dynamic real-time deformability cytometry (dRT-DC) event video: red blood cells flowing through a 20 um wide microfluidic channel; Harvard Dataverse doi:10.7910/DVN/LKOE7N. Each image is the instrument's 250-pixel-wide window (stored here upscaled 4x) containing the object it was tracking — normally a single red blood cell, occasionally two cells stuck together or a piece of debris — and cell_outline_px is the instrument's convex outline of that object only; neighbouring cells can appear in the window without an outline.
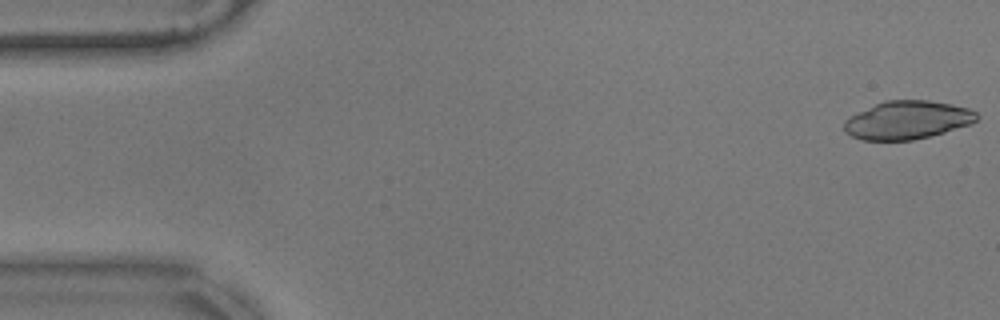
{"species": "common noctule bat (a hibernating species)", "species_latin": "Nyctalus noctula", "temperature_condition": "warm", "stored_images_in_passage": 56, "camera_frame_rate_fps": 3000, "um_per_image_px": 0.085, "animal": {"sex": "male", "body_mass_g": 17.9}, "frame": {"image": 1, "passage_image": 1, "time_ms": 0.0, "image_size_px": [1000, 320], "cell_outline_px": [[980, 116], [972, 124], [944, 132], [912, 140], [860, 140], [844, 132], [844, 120], [848, 116], [856, 112], [884, 100], [928, 100], [952, 104], [968, 108], [976, 112]], "centroid_in_image_um": [77.1, 10.2], "position_along_channel_um": 7.9, "area_um2": 29.77}}
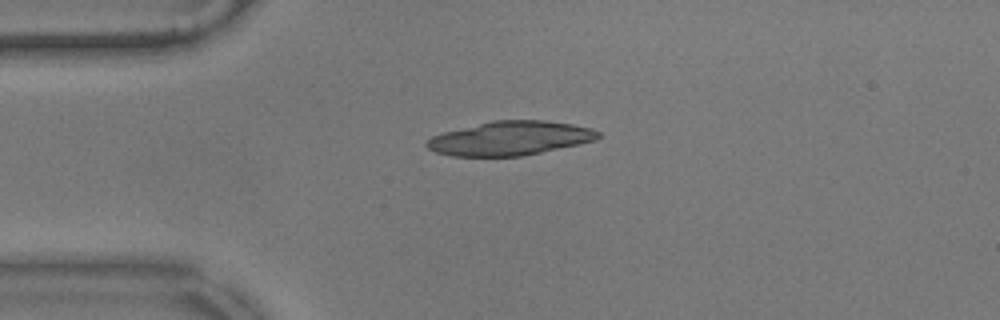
{"frame": {"image": 2, "passage_image": 13, "time_ms": 4.0, "image_size_px": [1000, 320], "cell_outline_px": [[600, 136], [596, 140], [580, 144], [520, 156], [452, 156], [436, 152], [428, 148], [424, 144], [432, 136], [444, 132], [492, 120], [544, 120], [572, 124], [592, 128], [600, 132]], "centroid_in_image_um": [43.37, 11.75], "position_along_channel_um": 41.6, "area_um2": 33.87}}